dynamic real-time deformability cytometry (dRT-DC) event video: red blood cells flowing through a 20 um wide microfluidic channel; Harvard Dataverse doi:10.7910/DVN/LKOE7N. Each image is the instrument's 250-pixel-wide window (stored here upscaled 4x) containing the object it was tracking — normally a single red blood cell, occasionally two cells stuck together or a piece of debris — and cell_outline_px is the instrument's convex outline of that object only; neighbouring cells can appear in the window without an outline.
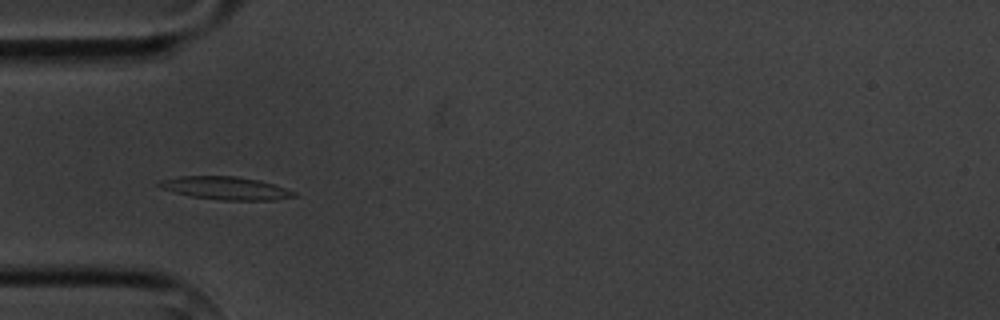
{"species": "common noctule bat (a hibernating species)", "species_latin": "Nyctalus noctula", "temperature_condition": "cold", "stored_images_in_passage": 4, "camera_frame_rate_fps": 3000, "um_per_image_px": 0.085, "animal": {"sex": "male", "body_mass_g": 20.1, "forearm_length_mm": 53.5}, "frame": {"image": 1, "passage_image": 4, "time_ms": 3.667, "image_size_px": [1000, 320], "cell_outline_px": [[300, 196], [276, 200], [220, 200], [192, 196], [160, 188], [156, 184], [160, 180], [180, 176], [236, 176], [260, 180], [296, 192]], "centroid_in_image_um": [19.21, 15.99], "position_along_channel_um": 65.8, "area_um2": 18.03}}